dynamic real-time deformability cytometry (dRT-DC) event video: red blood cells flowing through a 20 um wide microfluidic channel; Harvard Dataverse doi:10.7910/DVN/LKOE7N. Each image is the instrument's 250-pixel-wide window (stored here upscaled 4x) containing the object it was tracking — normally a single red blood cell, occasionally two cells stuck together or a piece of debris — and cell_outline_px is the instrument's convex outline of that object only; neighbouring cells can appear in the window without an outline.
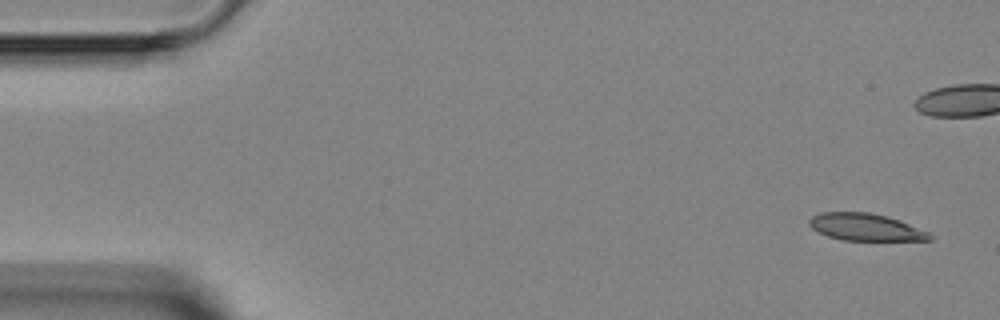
{"species": "Egyptian fruit bat (a non-hibernating species)", "species_latin": "Rousettus aegyptiacus", "temperature_condition": "room temperature", "stored_images_in_passage": 4, "camera_frame_rate_fps": 3000, "um_per_image_px": 0.085, "animal": {"sex": "female"}, "frame": {"image": 1, "passage_image": 1, "time_ms": 0.0, "image_size_px": [1000, 320], "cell_outline_px": [[932, 240], [844, 240], [828, 236], [816, 232], [808, 224], [808, 220], [812, 216], [820, 212], [868, 212], [888, 216], [928, 232], [932, 236]], "centroid_in_image_um": [73.51, 19.3], "position_along_channel_um": 11.5, "area_um2": 18.96}}